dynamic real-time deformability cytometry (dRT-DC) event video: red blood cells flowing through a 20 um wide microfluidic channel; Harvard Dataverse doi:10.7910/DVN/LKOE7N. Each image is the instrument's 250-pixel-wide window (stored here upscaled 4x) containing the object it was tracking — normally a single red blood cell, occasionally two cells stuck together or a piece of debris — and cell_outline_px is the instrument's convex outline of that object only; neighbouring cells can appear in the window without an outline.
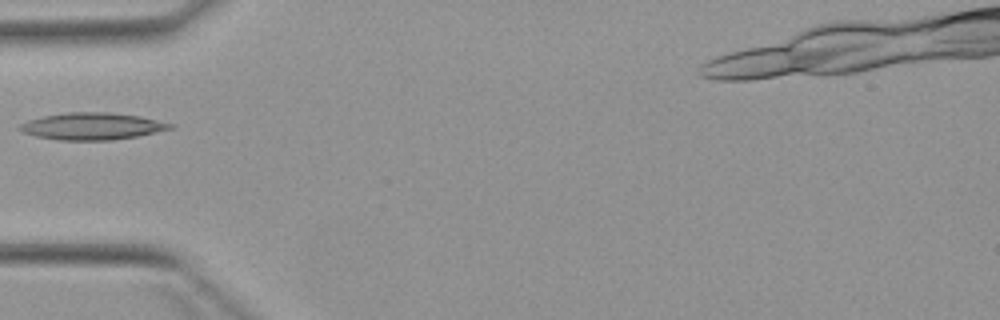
{"species": "Egyptian fruit bat (a non-hibernating species)", "species_latin": "Rousettus aegyptiacus", "temperature_condition": "warm", "stored_images_in_passage": 4, "camera_frame_rate_fps": 3000, "um_per_image_px": 0.085, "animal": {"sex": "female"}, "frame": {"image": 1, "passage_image": 4, "time_ms": 3.667, "image_size_px": [1000, 320], "cell_outline_px": [[176, 128], [136, 136], [112, 140], [60, 140], [36, 136], [20, 132], [16, 128], [20, 124], [28, 120], [44, 116], [68, 112], [108, 112], [140, 116], [176, 124]], "centroid_in_image_um": [7.84, 10.73], "position_along_channel_um": 77.2, "area_um2": 23.81}}